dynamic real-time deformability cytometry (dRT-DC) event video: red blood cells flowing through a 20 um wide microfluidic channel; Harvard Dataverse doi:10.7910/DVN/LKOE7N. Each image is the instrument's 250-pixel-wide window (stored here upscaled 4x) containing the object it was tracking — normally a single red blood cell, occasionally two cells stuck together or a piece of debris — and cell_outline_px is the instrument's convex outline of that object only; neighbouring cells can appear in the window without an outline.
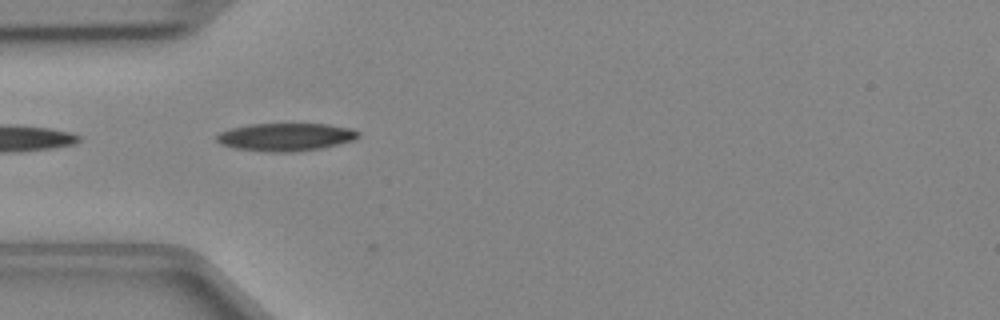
{"species": "Egyptian fruit bat (a non-hibernating species)", "species_latin": "Rousettus aegyptiacus", "temperature_condition": "cold", "stored_images_in_passage": 4, "camera_frame_rate_fps": 3000, "um_per_image_px": 0.085, "animal": {"sex": "female"}, "frame": {"image": 1, "passage_image": 2, "time_ms": 0.333, "image_size_px": [1000, 320], "cell_outline_px": [[360, 136], [352, 140], [320, 148], [292, 152], [272, 152], [232, 148], [220, 144], [216, 140], [216, 136], [220, 132], [232, 128], [252, 124], [328, 124], [352, 128], [360, 132]], "centroid_in_image_um": [24.27, 11.64], "position_along_channel_um": 60.7, "area_um2": 22.89}}